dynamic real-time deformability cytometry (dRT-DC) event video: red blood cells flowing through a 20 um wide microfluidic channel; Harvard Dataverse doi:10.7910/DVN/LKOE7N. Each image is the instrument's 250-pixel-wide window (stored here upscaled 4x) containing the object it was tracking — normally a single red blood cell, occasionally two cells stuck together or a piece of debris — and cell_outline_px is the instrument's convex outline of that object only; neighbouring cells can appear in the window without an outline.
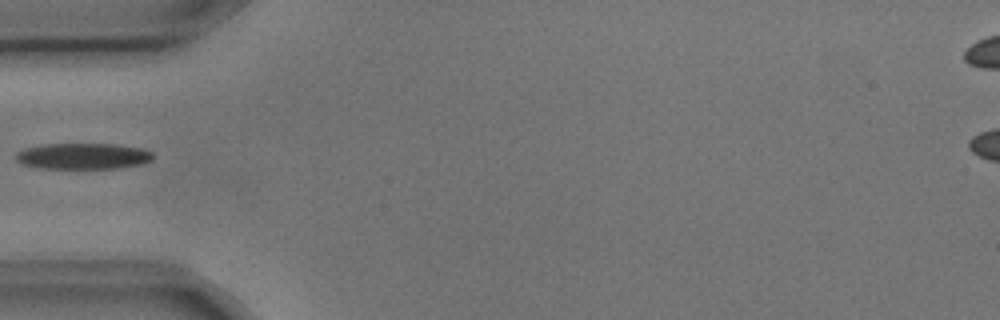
{"species": "common noctule bat (a hibernating species)", "species_latin": "Nyctalus noctula", "temperature_condition": "cold", "stored_images_in_passage": 4, "camera_frame_rate_fps": 3000, "um_per_image_px": 0.085, "animal": {"sex": "male", "body_mass_g": 17.9, "forearm_length_mm": 54.2}, "frame": {"image": 1, "passage_image": 4, "time_ms": 1.0, "image_size_px": [1000, 320], "cell_outline_px": [[152, 160], [144, 164], [116, 168], [40, 168], [24, 164], [16, 160], [16, 152], [24, 148], [40, 144], [116, 144], [144, 148], [152, 152]], "centroid_in_image_um": [7.08, 13.26], "position_along_channel_um": 77.9, "area_um2": 20.92}}